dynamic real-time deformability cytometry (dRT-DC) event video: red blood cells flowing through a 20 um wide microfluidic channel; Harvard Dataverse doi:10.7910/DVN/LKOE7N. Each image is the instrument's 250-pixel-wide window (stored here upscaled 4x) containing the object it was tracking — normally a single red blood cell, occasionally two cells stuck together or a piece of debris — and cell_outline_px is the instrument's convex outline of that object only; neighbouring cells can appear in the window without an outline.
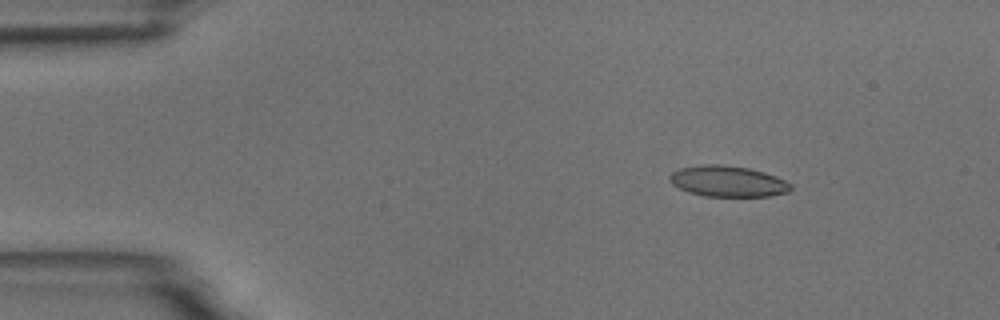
{"species": "common noctule bat (a hibernating species)", "species_latin": "Nyctalus noctula", "temperature_condition": "room temperature", "stored_images_in_passage": 5, "camera_frame_rate_fps": 3000, "um_per_image_px": 0.085, "animal": {"sex": "male", "body_mass_g": 18.8}, "frame": {"image": 1, "passage_image": 3, "time_ms": 2.333, "image_size_px": [1000, 320], "cell_outline_px": [[792, 188], [788, 192], [772, 196], [704, 196], [688, 192], [672, 184], [668, 180], [668, 176], [672, 172], [680, 168], [700, 164], [720, 164], [748, 168], [764, 172], [776, 176], [792, 184]], "centroid_in_image_um": [61.85, 15.41], "position_along_channel_um": 23.2, "area_um2": 21.96}}